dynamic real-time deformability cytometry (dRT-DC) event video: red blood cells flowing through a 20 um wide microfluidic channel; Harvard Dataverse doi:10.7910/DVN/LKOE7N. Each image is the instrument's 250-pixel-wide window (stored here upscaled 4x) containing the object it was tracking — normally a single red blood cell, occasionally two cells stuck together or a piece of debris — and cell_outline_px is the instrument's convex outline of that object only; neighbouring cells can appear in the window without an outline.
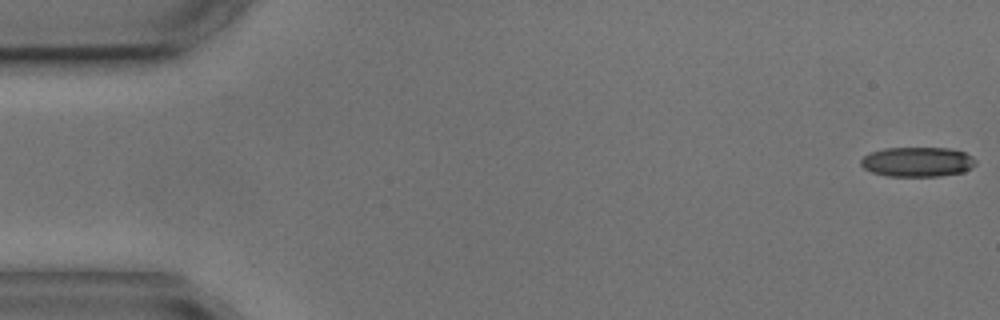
{"species": "common noctule bat (a hibernating species)", "species_latin": "Nyctalus noctula", "temperature_condition": "cold", "stored_images_in_passage": 6, "camera_frame_rate_fps": 3000, "um_per_image_px": 0.085, "animal": {"sex": "male", "body_mass_g": 17.9, "forearm_length_mm": 54.2}, "frame": {"image": 1, "passage_image": 1, "time_ms": 0.0, "image_size_px": [1000, 320], "cell_outline_px": [[976, 164], [972, 168], [964, 172], [940, 176], [888, 176], [872, 172], [864, 168], [860, 164], [860, 160], [864, 156], [872, 152], [884, 148], [948, 148], [964, 152], [972, 156], [976, 160]], "centroid_in_image_um": [78.0, 13.76], "position_along_channel_um": 7.0, "area_um2": 19.94}}